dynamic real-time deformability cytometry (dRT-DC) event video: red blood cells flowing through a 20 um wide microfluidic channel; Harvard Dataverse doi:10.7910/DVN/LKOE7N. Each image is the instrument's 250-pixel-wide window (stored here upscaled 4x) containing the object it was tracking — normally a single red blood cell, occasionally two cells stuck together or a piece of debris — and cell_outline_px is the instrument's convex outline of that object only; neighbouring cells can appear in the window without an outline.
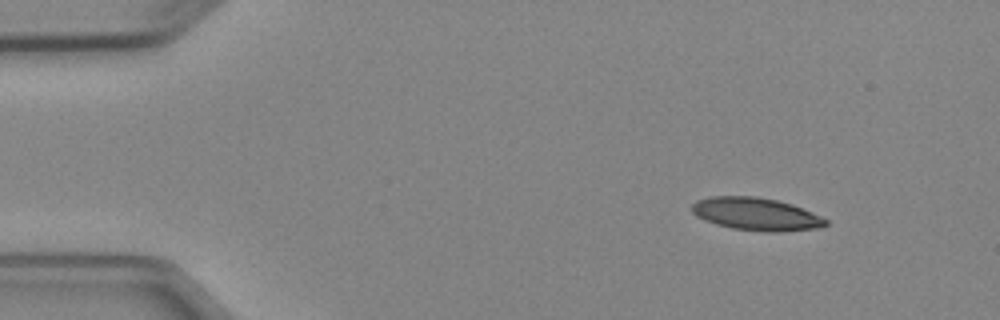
{"species": "Egyptian fruit bat (a non-hibernating species)", "species_latin": "Rousettus aegyptiacus", "temperature_condition": "cold", "stored_images_in_passage": 5, "camera_frame_rate_fps": 3000, "um_per_image_px": 0.085, "animal": {"sex": "female"}, "frame": {"image": 1, "passage_image": 1, "time_ms": 0.0, "image_size_px": [1000, 320], "cell_outline_px": [[828, 224], [820, 228], [780, 232], [764, 232], [732, 228], [716, 224], [704, 220], [696, 216], [692, 212], [692, 204], [696, 200], [712, 196], [756, 196], [776, 200], [792, 204], [812, 212], [828, 220]], "centroid_in_image_um": [64.27, 18.2], "position_along_channel_um": 20.7, "area_um2": 25.66}}
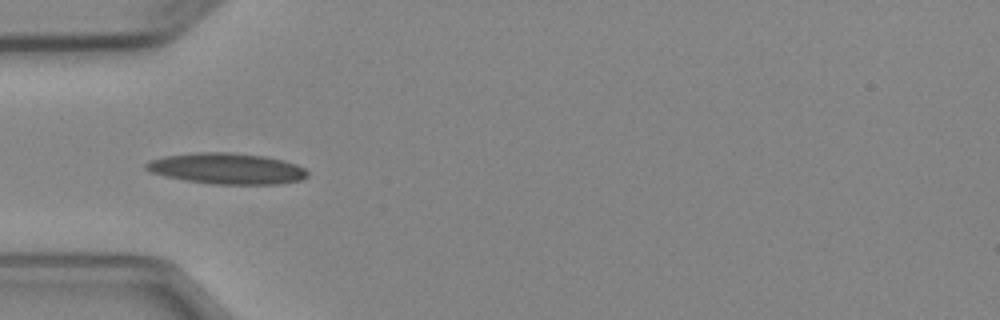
{"frame": {"image": 2, "passage_image": 3, "time_ms": 3.333, "image_size_px": [1000, 320], "cell_outline_px": [[308, 176], [300, 180], [280, 184], [212, 184], [184, 180], [164, 176], [148, 172], [144, 168], [144, 164], [148, 160], [164, 156], [196, 152], [232, 152], [264, 156], [284, 160], [296, 164], [304, 168], [308, 172]], "centroid_in_image_um": [19.24, 14.32], "position_along_channel_um": 65.8, "area_um2": 29.48}}
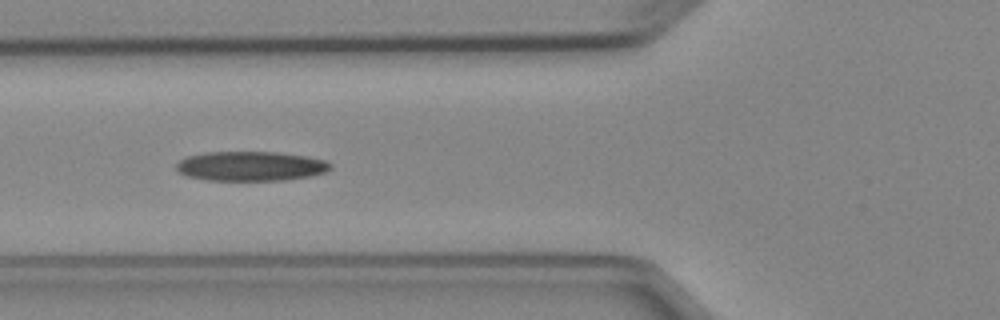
{"frame": {"image": 3, "passage_image": 4, "time_ms": 4.333, "image_size_px": [1000, 320], "cell_outline_px": [[332, 168], [324, 172], [308, 176], [284, 180], [208, 180], [188, 176], [180, 172], [176, 168], [176, 164], [184, 156], [208, 152], [276, 152], [308, 156], [324, 160], [332, 164]], "centroid_in_image_um": [21.3, 14.11], "position_along_channel_um": 104.5, "area_um2": 26.47}}